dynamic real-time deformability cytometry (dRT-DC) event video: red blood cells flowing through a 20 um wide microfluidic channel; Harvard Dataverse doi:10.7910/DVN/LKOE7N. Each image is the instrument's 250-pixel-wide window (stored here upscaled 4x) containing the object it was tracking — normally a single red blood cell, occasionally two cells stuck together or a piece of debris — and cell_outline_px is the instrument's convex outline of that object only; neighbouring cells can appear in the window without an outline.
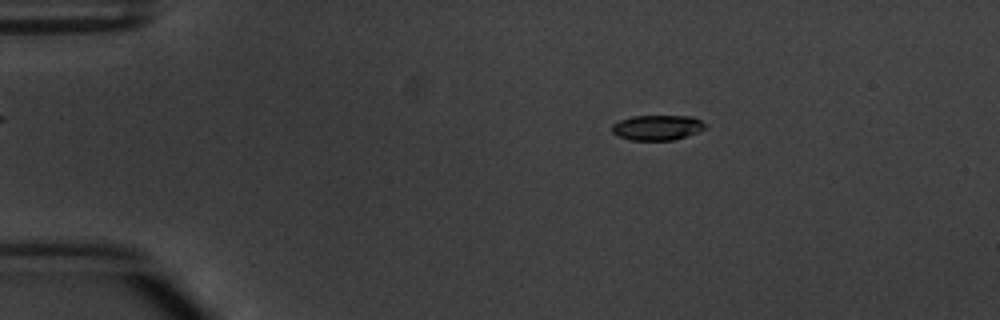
{"species": "common noctule bat (a hibernating species)", "species_latin": "Nyctalus noctula", "temperature_condition": "warm", "stored_images_in_passage": 10, "camera_frame_rate_fps": 3000, "um_per_image_px": 0.085, "animal": {"sex": "male", "body_mass_g": 20.1, "forearm_length_mm": 53.5}, "frame": {"image": 1, "passage_image": 4, "time_ms": 3.333, "image_size_px": [1000, 320], "cell_outline_px": [[704, 128], [696, 132], [672, 140], [632, 140], [620, 136], [612, 132], [612, 124], [620, 120], [632, 116], [692, 116], [700, 120], [704, 124]], "centroid_in_image_um": [55.83, 10.83], "position_along_channel_um": 29.2, "area_um2": 13.35}}
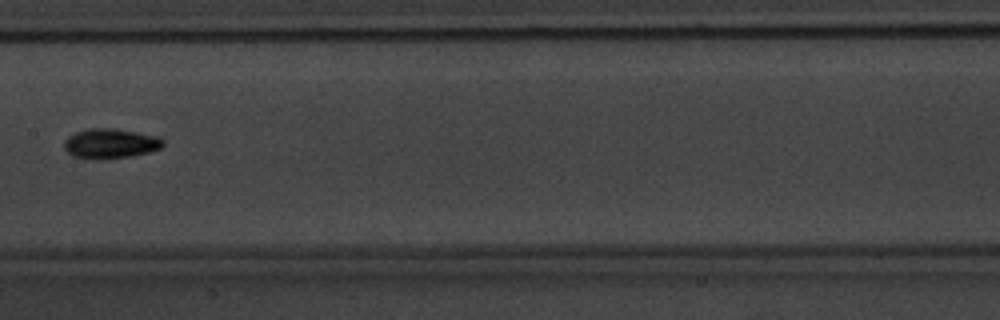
{"frame": {"image": 2, "passage_image": 9, "time_ms": 9.333, "image_size_px": [1000, 320], "cell_outline_px": [[164, 144], [160, 148], [148, 152], [132, 156], [104, 160], [72, 156], [64, 148], [64, 140], [68, 136], [76, 132], [88, 128], [112, 128], [136, 132], [156, 136], [164, 140]], "centroid_in_image_um": [9.36, 12.2], "position_along_channel_um": 198.0, "area_um2": 17.22}}
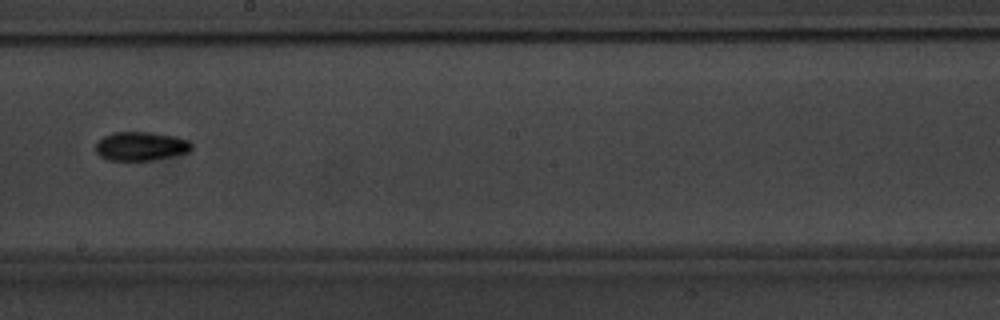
{"frame": {"image": 3, "passage_image": 10, "time_ms": 10.333, "image_size_px": [1000, 320], "cell_outline_px": [[192, 148], [188, 152], [152, 160], [108, 160], [100, 156], [96, 152], [96, 144], [104, 136], [116, 132], [152, 132], [176, 136], [188, 140], [192, 144]], "centroid_in_image_um": [11.98, 12.42], "position_along_channel_um": 236.2, "area_um2": 16.01}}